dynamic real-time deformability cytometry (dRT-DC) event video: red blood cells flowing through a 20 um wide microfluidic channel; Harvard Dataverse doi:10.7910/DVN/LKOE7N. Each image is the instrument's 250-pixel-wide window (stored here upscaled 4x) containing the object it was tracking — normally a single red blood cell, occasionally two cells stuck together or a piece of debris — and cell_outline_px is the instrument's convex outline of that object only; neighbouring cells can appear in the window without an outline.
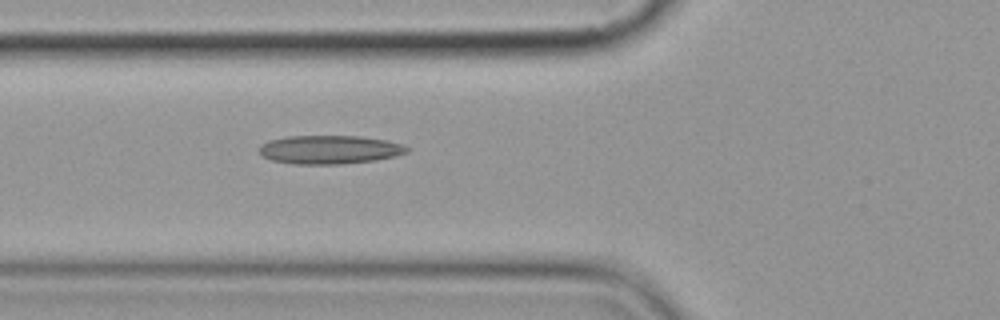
{"species": "common noctule bat (a hibernating species)", "species_latin": "Nyctalus noctula", "temperature_condition": "cold", "stored_images_in_passage": 5, "camera_frame_rate_fps": 3000, "um_per_image_px": 0.085, "animal": {"sex": "female", "body_mass_g": 19.9}, "frame": {"image": 1, "passage_image": 5, "time_ms": 5.667, "image_size_px": [1000, 320], "cell_outline_px": [[408, 152], [396, 156], [376, 160], [340, 164], [292, 164], [272, 160], [260, 156], [260, 144], [268, 140], [288, 136], [360, 136], [388, 140], [404, 144], [408, 148]], "centroid_in_image_um": [28.01, 12.71], "position_along_channel_um": 97.8, "area_um2": 24.85}}